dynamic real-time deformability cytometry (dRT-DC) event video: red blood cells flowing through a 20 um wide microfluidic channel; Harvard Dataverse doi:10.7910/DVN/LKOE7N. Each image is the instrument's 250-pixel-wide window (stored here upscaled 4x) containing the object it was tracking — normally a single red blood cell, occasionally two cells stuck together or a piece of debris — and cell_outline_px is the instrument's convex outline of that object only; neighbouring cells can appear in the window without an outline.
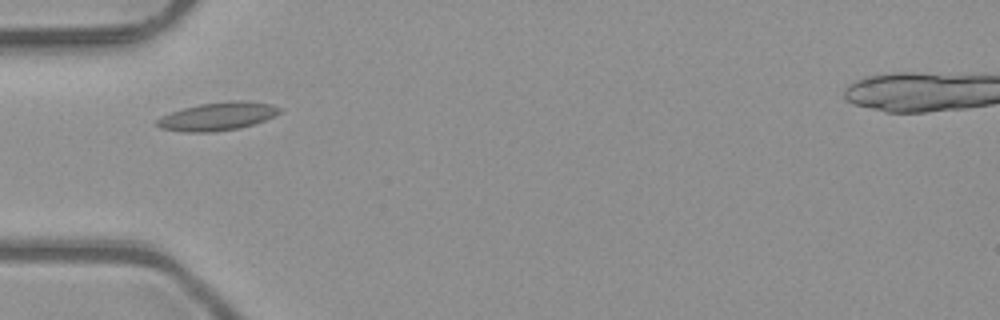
{"species": "common noctule bat (a hibernating species)", "species_latin": "Nyctalus noctula", "temperature_condition": "room temperature", "stored_images_in_passage": 4, "camera_frame_rate_fps": 3000, "um_per_image_px": 0.085, "animal": {"sex": "male", "body_mass_g": 23.1, "forearm_length_mm": 52.7}, "frame": {"image": 1, "passage_image": 4, "time_ms": 1.0, "image_size_px": [1000, 320], "cell_outline_px": [[284, 108], [276, 116], [240, 128], [212, 132], [180, 132], [160, 128], [152, 124], [160, 116], [184, 108], [200, 104], [228, 100], [248, 100], [272, 104]], "centroid_in_image_um": [18.49, 9.88], "position_along_channel_um": 66.5, "area_um2": 20.52}}